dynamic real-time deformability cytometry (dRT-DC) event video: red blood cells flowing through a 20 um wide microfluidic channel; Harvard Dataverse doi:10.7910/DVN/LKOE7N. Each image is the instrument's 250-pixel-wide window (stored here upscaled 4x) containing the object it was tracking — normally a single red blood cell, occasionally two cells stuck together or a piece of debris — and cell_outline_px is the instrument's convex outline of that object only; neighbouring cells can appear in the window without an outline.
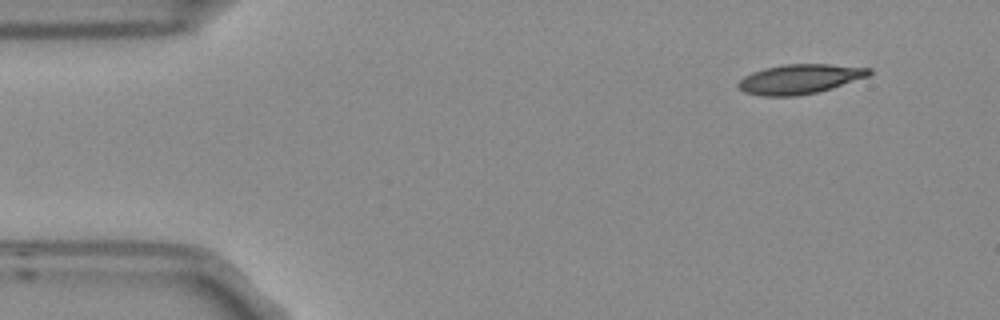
{"species": "Egyptian fruit bat (a non-hibernating species)", "species_latin": "Rousettus aegyptiacus", "temperature_condition": "room temperature", "stored_images_in_passage": 4, "camera_frame_rate_fps": 3000, "um_per_image_px": 0.085, "frame": {"image": 1, "passage_image": 1, "time_ms": 0.0, "image_size_px": [1000, 320], "cell_outline_px": [[872, 72], [868, 76], [832, 88], [816, 92], [796, 96], [764, 96], [744, 92], [736, 84], [744, 76], [752, 72], [764, 68], [784, 64], [828, 64], [872, 68]], "centroid_in_image_um": [67.97, 6.71], "position_along_channel_um": 17.0, "area_um2": 22.48}}
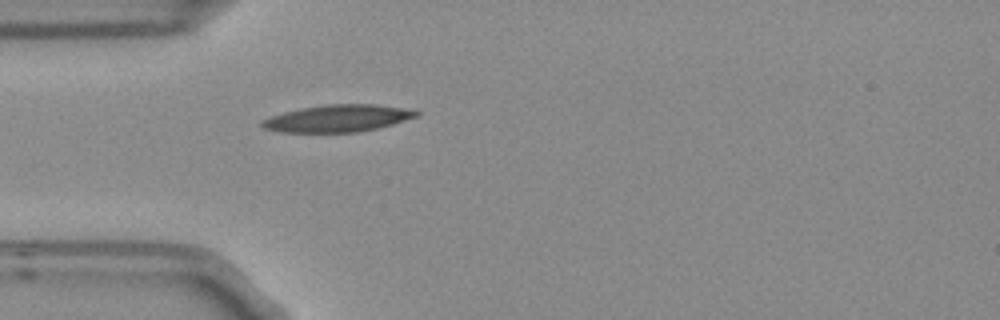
{"frame": {"image": 2, "passage_image": 4, "time_ms": 1.0, "image_size_px": [1000, 320], "cell_outline_px": [[420, 112], [416, 116], [392, 124], [360, 132], [280, 132], [264, 128], [260, 124], [260, 120], [284, 112], [300, 108], [324, 104], [376, 104], [404, 108]], "centroid_in_image_um": [28.66, 10.05], "position_along_channel_um": 56.3, "area_um2": 24.22}}